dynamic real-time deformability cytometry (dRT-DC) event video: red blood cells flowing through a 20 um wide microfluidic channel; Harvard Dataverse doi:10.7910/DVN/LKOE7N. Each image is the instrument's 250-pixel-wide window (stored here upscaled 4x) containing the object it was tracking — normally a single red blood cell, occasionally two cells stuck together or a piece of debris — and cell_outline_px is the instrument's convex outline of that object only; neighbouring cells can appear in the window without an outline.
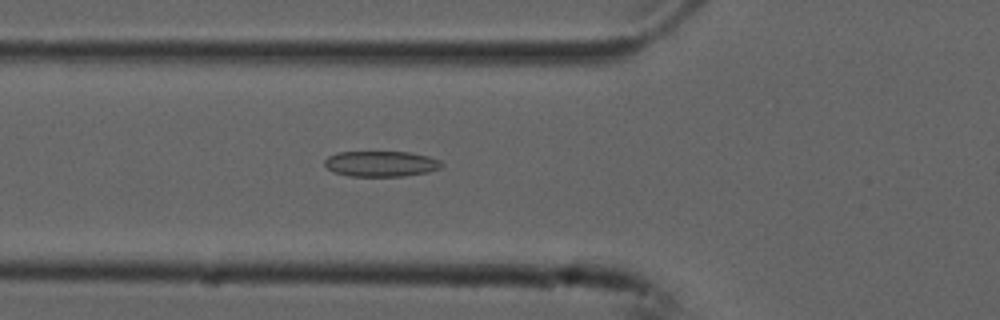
{"species": "common noctule bat (a hibernating species)", "species_latin": "Nyctalus noctula", "temperature_condition": "cold", "stored_images_in_passage": 38, "camera_frame_rate_fps": 3000, "um_per_image_px": 0.085, "animal": {"sex": "male", "forearm_length_mm": 52.5}, "frame": {"image": 1, "passage_image": 3, "time_ms": 0.667, "image_size_px": [1000, 320], "cell_outline_px": [[444, 164], [440, 168], [428, 172], [404, 176], [352, 176], [336, 172], [328, 168], [324, 164], [324, 160], [328, 156], [336, 152], [408, 152], [428, 156], [440, 160]], "centroid_in_image_um": [32.4, 13.91], "position_along_channel_um": 93.4, "area_um2": 17.4}}
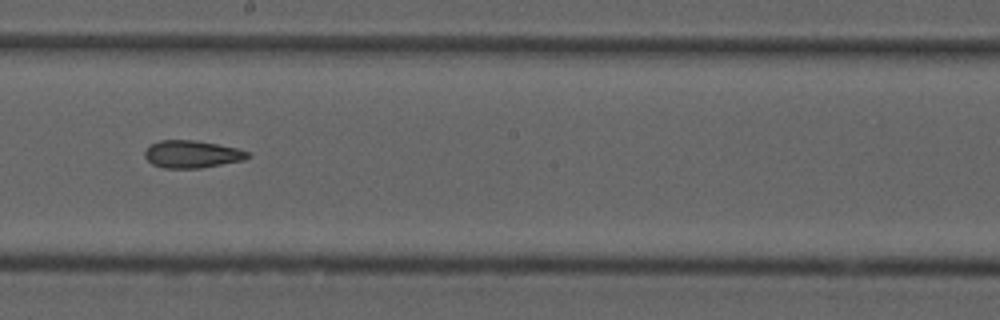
{"frame": {"image": 2, "passage_image": 14, "time_ms": 4.333, "image_size_px": [1000, 320], "cell_outline_px": [[252, 156], [244, 160], [200, 168], [164, 168], [152, 164], [144, 156], [144, 152], [152, 144], [160, 140], [196, 140], [236, 148], [252, 152]], "centroid_in_image_um": [16.35, 13.11], "position_along_channel_um": 231.8, "area_um2": 16.47}}
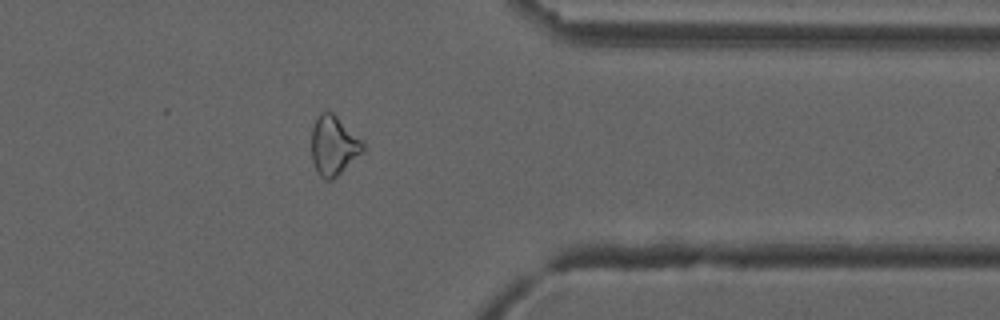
{"frame": {"image": 3, "passage_image": 27, "time_ms": 8.667, "image_size_px": [1000, 320], "cell_outline_px": [[364, 152], [332, 180], [324, 180], [320, 176], [312, 160], [312, 128], [320, 112], [332, 112], [364, 144]], "centroid_in_image_um": [28.35, 12.41], "position_along_channel_um": 383.1, "area_um2": 17.4}, "authors_computed_cell_mechanics": {"area_um2": 17.1666, "velocity_mm_per_s": 3.7716, "shape_relaxation_time_tau1_ms": null, "shape_relaxation_time_tau2_ms": 4.2433, "deformation_change_tau1": null, "deformation_change_tau2": 0.1268}}